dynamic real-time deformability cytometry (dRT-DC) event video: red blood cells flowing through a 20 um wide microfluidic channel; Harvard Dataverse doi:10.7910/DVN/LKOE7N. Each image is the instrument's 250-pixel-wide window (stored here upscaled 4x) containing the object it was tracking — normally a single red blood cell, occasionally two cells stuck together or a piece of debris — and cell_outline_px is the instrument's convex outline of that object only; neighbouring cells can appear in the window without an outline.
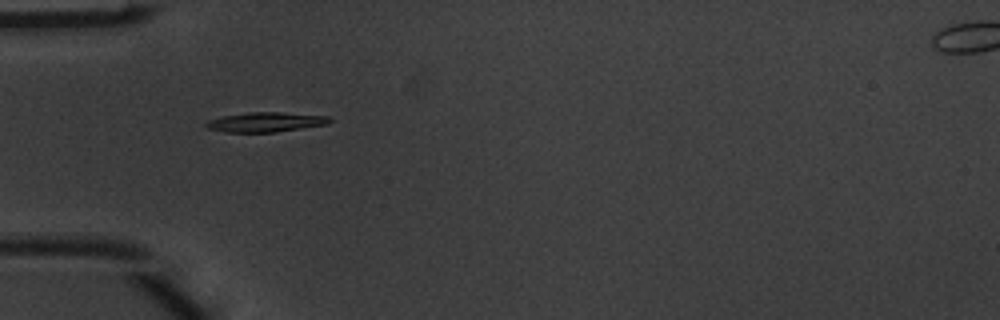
{"species": "common noctule bat (a hibernating species)", "species_latin": "Nyctalus noctula", "temperature_condition": "warm", "stored_images_in_passage": 6, "camera_frame_rate_fps": 3000, "um_per_image_px": 0.085, "animal": {"sex": "male", "body_mass_g": 20.1, "forearm_length_mm": 53.5}, "frame": {"image": 1, "passage_image": 3, "time_ms": 0.667, "image_size_px": [1000, 320], "cell_outline_px": [[332, 120], [328, 124], [276, 132], [224, 132], [204, 128], [204, 124], [208, 120], [224, 116], [248, 112], [280, 112], [328, 116]], "centroid_in_image_um": [22.54, 10.38], "position_along_channel_um": 62.5, "area_um2": 14.22}}
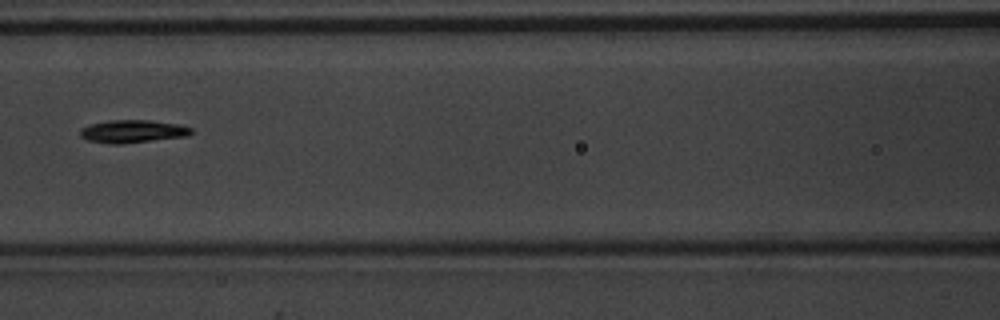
{"frame": {"image": 2, "passage_image": 5, "time_ms": 1.333, "image_size_px": [1000, 320], "cell_outline_px": [[192, 132], [188, 136], [124, 144], [108, 144], [88, 140], [80, 136], [80, 128], [92, 124], [112, 120], [148, 120], [180, 124], [192, 128]], "centroid_in_image_um": [11.29, 11.17], "position_along_channel_um": 155.3, "area_um2": 14.85}}
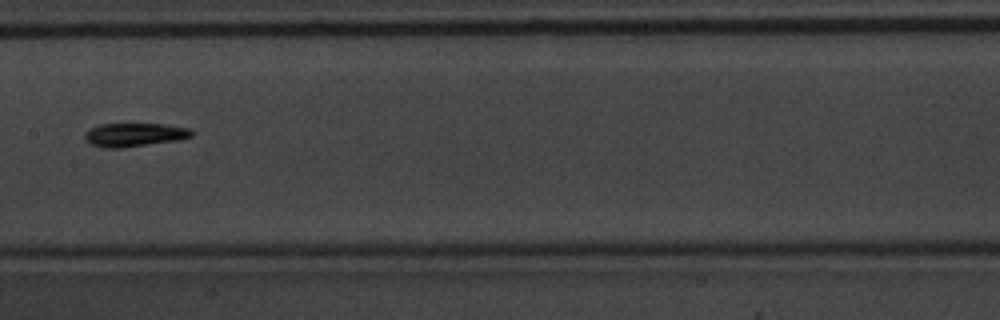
{"frame": {"image": 3, "passage_image": 6, "time_ms": 1.667, "image_size_px": [1000, 320], "cell_outline_px": [[192, 136], [180, 140], [120, 148], [108, 148], [92, 144], [84, 140], [84, 132], [100, 124], [164, 124], [188, 128], [192, 132]], "centroid_in_image_um": [11.41, 11.45], "position_along_channel_um": 196.0, "area_um2": 14.57}}